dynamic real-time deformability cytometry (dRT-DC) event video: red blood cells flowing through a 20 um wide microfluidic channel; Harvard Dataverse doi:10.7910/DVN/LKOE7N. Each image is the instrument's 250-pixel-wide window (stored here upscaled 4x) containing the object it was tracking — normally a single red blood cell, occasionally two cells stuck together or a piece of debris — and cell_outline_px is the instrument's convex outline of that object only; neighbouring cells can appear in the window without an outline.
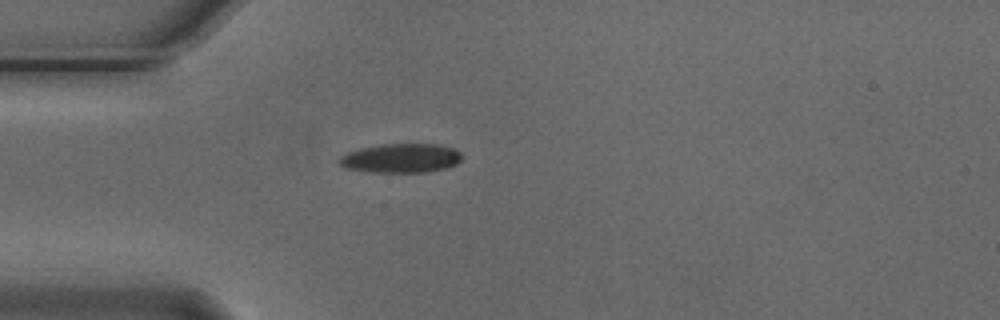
{"species": "Egyptian fruit bat (a non-hibernating species)", "species_latin": "Rousettus aegyptiacus", "temperature_condition": "cold", "stored_images_in_passage": 1, "camera_frame_rate_fps": 3000, "um_per_image_px": 0.085, "animal": {"sex": "male"}, "frame": {"image": 1, "passage_image": 1, "time_ms": 0.0, "image_size_px": [1000, 320], "cell_outline_px": [[460, 160], [456, 164], [448, 168], [428, 172], [372, 172], [344, 168], [336, 160], [340, 156], [348, 152], [360, 148], [380, 144], [440, 144], [452, 148], [460, 152]], "centroid_in_image_um": [34.05, 13.44], "position_along_channel_um": 50.9, "area_um2": 20.98}}